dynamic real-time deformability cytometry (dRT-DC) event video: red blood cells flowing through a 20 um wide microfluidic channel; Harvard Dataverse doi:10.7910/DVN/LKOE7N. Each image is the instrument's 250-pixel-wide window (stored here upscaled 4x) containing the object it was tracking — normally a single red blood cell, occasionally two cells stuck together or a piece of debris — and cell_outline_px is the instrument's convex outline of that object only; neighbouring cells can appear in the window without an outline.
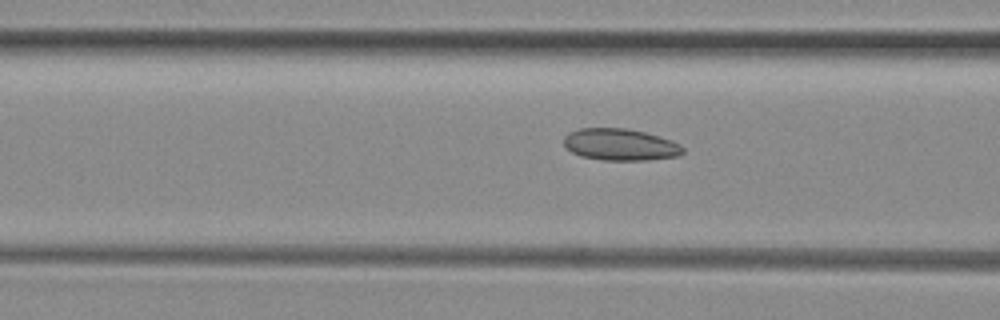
{"species": "common noctule bat (a hibernating species)", "species_latin": "Nyctalus noctula", "temperature_condition": "room temperature", "stored_images_in_passage": 30, "camera_frame_rate_fps": 3000, "um_per_image_px": 0.085, "animal": {"sex": "female", "body_mass_g": 29.2, "forearm_length_mm": 56.3}, "frame": {"image": 1, "passage_image": 4, "time_ms": 1.0, "image_size_px": [1000, 320], "cell_outline_px": [[684, 152], [680, 156], [648, 160], [604, 160], [580, 156], [572, 152], [564, 144], [564, 136], [568, 132], [580, 128], [628, 128], [644, 132], [672, 140], [680, 144], [684, 148]], "centroid_in_image_um": [52.74, 12.29], "position_along_channel_um": 113.9, "area_um2": 22.2}}
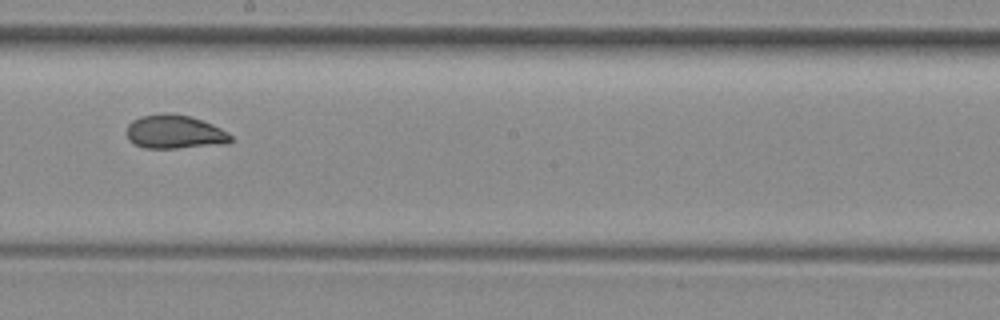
{"frame": {"image": 2, "passage_image": 13, "time_ms": 4.0, "image_size_px": [1000, 320], "cell_outline_px": [[232, 140], [228, 144], [176, 148], [144, 148], [128, 140], [128, 124], [132, 120], [140, 116], [160, 112], [172, 112], [188, 116], [212, 124], [228, 132], [232, 136]], "centroid_in_image_um": [14.85, 11.2], "position_along_channel_um": 233.3, "area_um2": 20.63}}
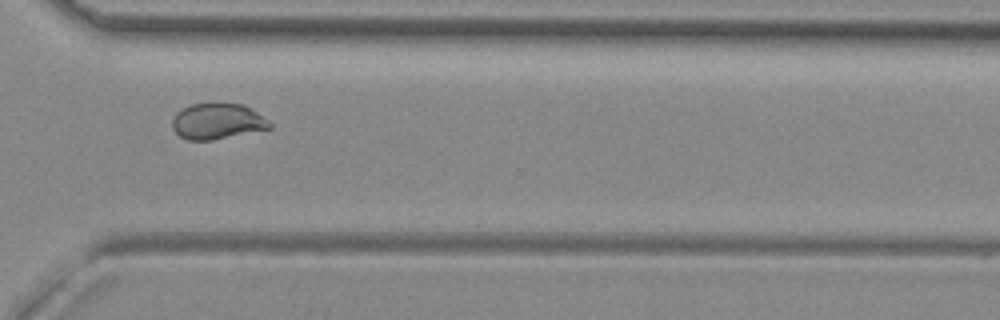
{"frame": {"image": 3, "passage_image": 22, "time_ms": 7.0, "image_size_px": [1000, 320], "cell_outline_px": [[272, 128], [212, 140], [188, 140], [180, 136], [172, 128], [172, 120], [176, 112], [192, 104], [244, 104], [268, 120], [272, 124]], "centroid_in_image_um": [18.47, 10.32], "position_along_channel_um": 352.1, "area_um2": 20.11}}